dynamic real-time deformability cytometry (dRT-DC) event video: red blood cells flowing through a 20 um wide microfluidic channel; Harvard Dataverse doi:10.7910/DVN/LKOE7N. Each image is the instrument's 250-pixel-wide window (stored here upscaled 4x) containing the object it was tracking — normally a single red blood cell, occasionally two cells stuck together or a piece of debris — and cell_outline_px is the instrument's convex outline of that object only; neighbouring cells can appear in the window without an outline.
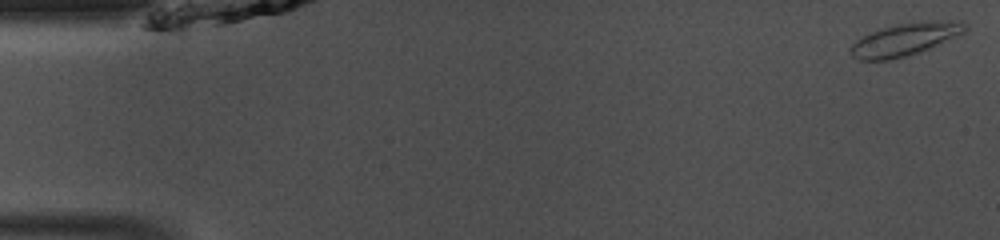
{"species": "common noctule bat (a hibernating species)", "species_latin": "Nyctalus noctula", "temperature_condition": "room temperature", "stored_images_in_passage": 48, "camera_frame_rate_fps": 3000, "um_per_image_px": 0.085, "animal": {"sex": "male", "body_mass_g": 13.0, "forearm_length_mm": 53.1}, "frame": {"image": 1, "passage_image": 1, "time_ms": 0.0, "image_size_px": [1000, 240], "cell_outline_px": [[968, 28], [964, 32], [928, 48], [908, 56], [888, 60], [860, 60], [852, 56], [848, 52], [848, 48], [856, 40], [872, 32], [896, 24], [932, 20], [964, 20], [968, 24]], "centroid_in_image_um": [76.93, 3.33], "position_along_channel_um": 8.1, "area_um2": 21.68}}
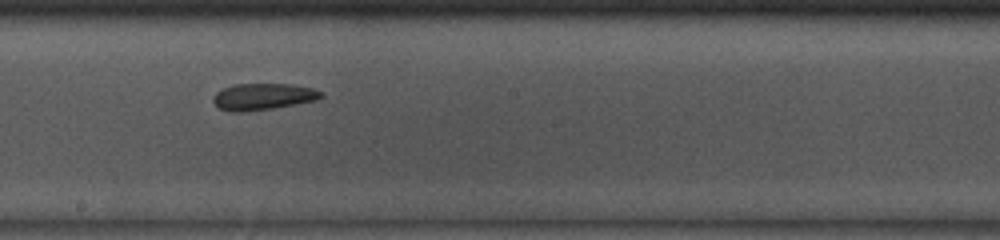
{"frame": {"image": 2, "passage_image": 26, "time_ms": 8.333, "image_size_px": [1000, 240], "cell_outline_px": [[324, 96], [316, 100], [296, 104], [272, 108], [244, 112], [232, 112], [220, 108], [212, 100], [216, 92], [224, 88], [236, 84], [288, 84], [312, 88], [324, 92]], "centroid_in_image_um": [22.38, 8.21], "position_along_channel_um": 225.8, "area_um2": 16.59}}
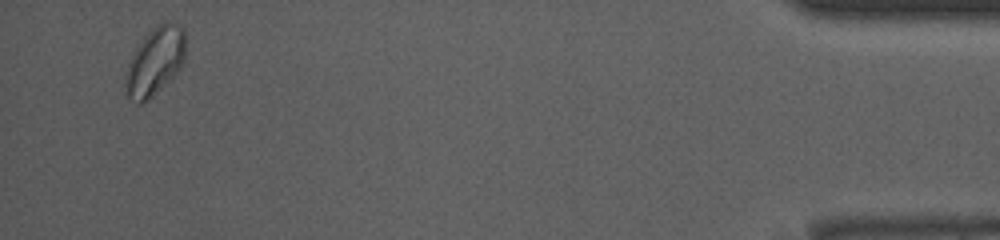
{"frame": {"image": 3, "passage_image": 46, "time_ms": 15.0, "image_size_px": [1000, 240], "cell_outline_px": [[184, 60], [180, 68], [144, 104], [140, 104], [128, 96], [124, 84], [124, 72], [128, 60], [132, 52], [140, 40], [152, 28], [164, 20], [168, 20], [184, 24]], "centroid_in_image_um": [13.14, 5.15], "position_along_channel_um": 422.1, "area_um2": 24.16}, "authors_computed_cell_mechanics": {"area_um2": 18.0047, "velocity_mm_per_s": 4.1281, "shape_relaxation_time_tau1_ms": 2.8864, "shape_relaxation_time_tau2_ms": 1.0502, "deformation_change_tau1": 0.0631, "deformation_change_tau2": 0.0516}}